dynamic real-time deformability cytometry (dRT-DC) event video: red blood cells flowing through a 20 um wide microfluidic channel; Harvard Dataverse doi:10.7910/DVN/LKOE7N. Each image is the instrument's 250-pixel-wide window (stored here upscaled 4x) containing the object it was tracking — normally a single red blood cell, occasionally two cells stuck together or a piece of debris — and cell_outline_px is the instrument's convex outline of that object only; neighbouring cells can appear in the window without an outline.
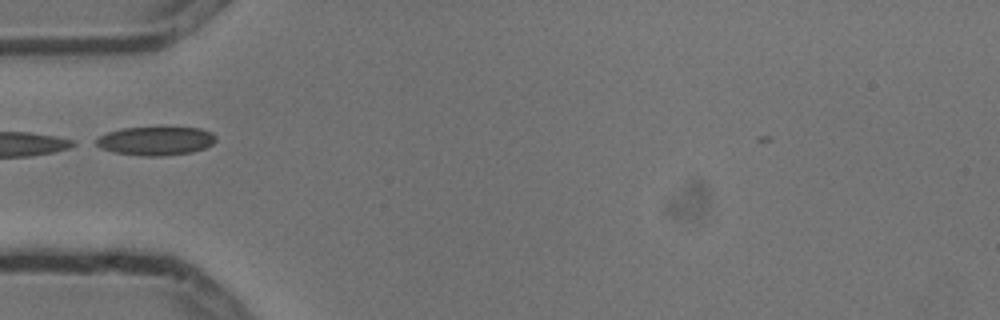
{"species": "common noctule bat (a hibernating species)", "species_latin": "Nyctalus noctula", "temperature_condition": "cold", "stored_images_in_passage": 6, "camera_frame_rate_fps": 3000, "um_per_image_px": 0.085, "animal": {"sex": "male", "body_mass_g": 13.3}, "frame": {"image": 1, "passage_image": 2, "time_ms": 0.333, "image_size_px": [1000, 320], "cell_outline_px": [[216, 140], [212, 144], [204, 148], [192, 152], [160, 156], [144, 156], [112, 152], [100, 148], [92, 144], [100, 136], [108, 132], [120, 128], [200, 128], [212, 132], [216, 136]], "centroid_in_image_um": [13.21, 11.98], "position_along_channel_um": 71.8, "area_um2": 20.0}}
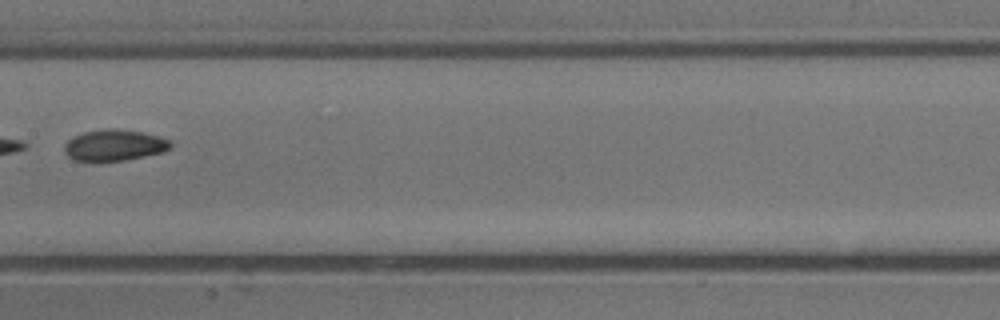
{"frame": {"image": 2, "passage_image": 5, "time_ms": 1.333, "image_size_px": [1000, 320], "cell_outline_px": [[172, 144], [164, 152], [124, 160], [96, 164], [72, 160], [64, 152], [64, 144], [72, 136], [84, 132], [108, 128], [116, 128], [140, 132], [160, 136], [172, 140]], "centroid_in_image_um": [9.66, 12.38], "position_along_channel_um": 197.7, "area_um2": 20.0}}
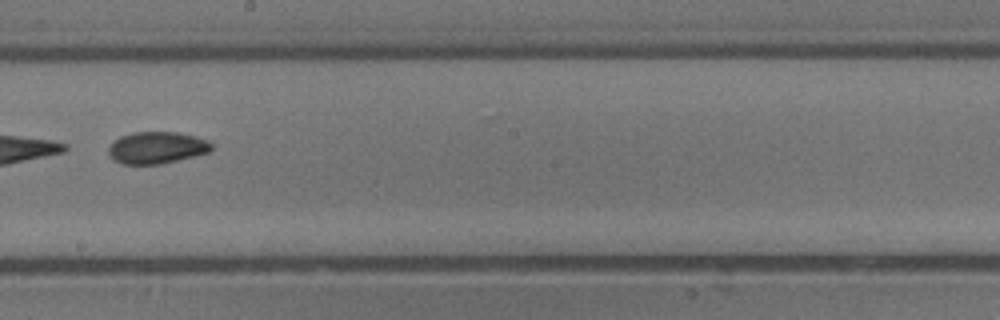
{"frame": {"image": 3, "passage_image": 6, "time_ms": 1.667, "image_size_px": [1000, 320], "cell_outline_px": [[212, 148], [208, 152], [160, 164], [120, 164], [112, 160], [108, 152], [108, 148], [112, 140], [120, 136], [132, 132], [176, 132], [208, 140], [212, 144]], "centroid_in_image_um": [13.24, 12.55], "position_along_channel_um": 235.0, "area_um2": 19.13}}